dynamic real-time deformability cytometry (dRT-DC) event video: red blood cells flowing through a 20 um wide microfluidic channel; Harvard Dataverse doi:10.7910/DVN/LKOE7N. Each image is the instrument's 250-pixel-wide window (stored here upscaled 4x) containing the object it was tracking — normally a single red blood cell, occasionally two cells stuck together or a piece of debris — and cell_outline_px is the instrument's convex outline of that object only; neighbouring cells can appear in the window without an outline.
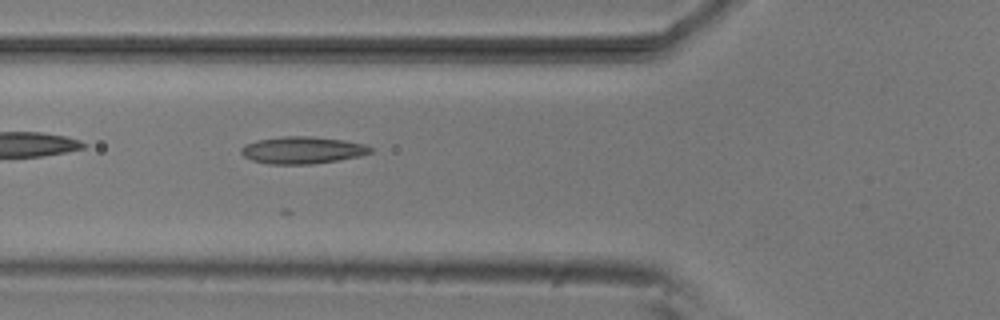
{"species": "common noctule bat (a hibernating species)", "species_latin": "Nyctalus noctula", "temperature_condition": "room temperature", "stored_images_in_passage": 16, "camera_frame_rate_fps": 3000, "um_per_image_px": 0.085, "animal": {"sex": "male", "body_mass_g": 20.5, "forearm_length_mm": 52.5}, "frame": {"image": 1, "passage_image": 3, "time_ms": 0.667, "image_size_px": [1000, 320], "cell_outline_px": [[372, 152], [360, 156], [312, 164], [268, 164], [252, 160], [244, 156], [240, 152], [240, 148], [244, 144], [256, 140], [288, 136], [312, 136], [344, 140], [364, 144], [372, 148]], "centroid_in_image_um": [25.68, 12.76], "position_along_channel_um": 100.1, "area_um2": 20.4}}
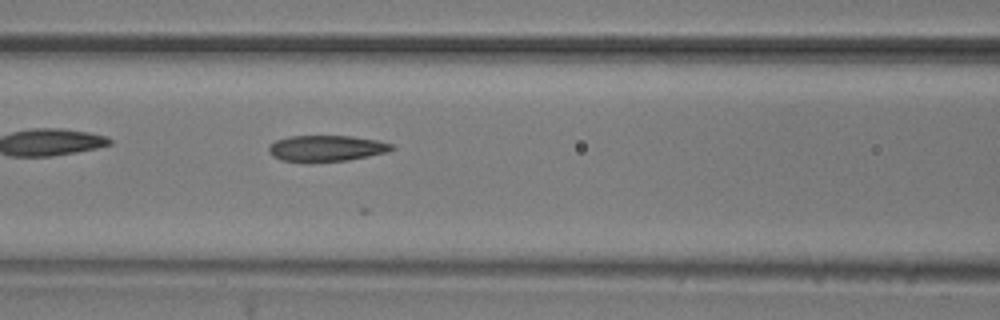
{"frame": {"image": 2, "passage_image": 6, "time_ms": 1.667, "image_size_px": [1000, 320], "cell_outline_px": [[396, 148], [388, 152], [348, 160], [312, 164], [280, 160], [272, 156], [268, 152], [268, 148], [276, 140], [288, 136], [352, 136], [376, 140], [392, 144]], "centroid_in_image_um": [27.71, 12.64], "position_along_channel_um": 138.9, "area_um2": 19.19}}
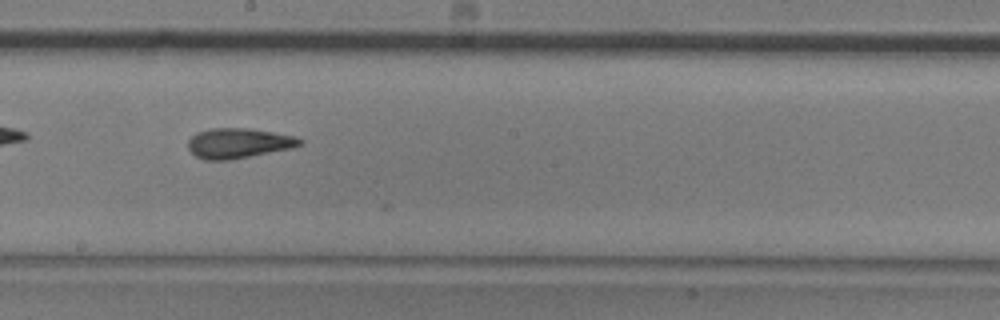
{"frame": {"image": 3, "passage_image": 13, "time_ms": 4.0, "image_size_px": [1000, 320], "cell_outline_px": [[304, 144], [292, 148], [228, 160], [204, 160], [196, 156], [188, 148], [188, 140], [196, 132], [208, 128], [248, 128], [296, 136], [304, 140]], "centroid_in_image_um": [20.28, 12.16], "position_along_channel_um": 227.9, "area_um2": 19.65}}